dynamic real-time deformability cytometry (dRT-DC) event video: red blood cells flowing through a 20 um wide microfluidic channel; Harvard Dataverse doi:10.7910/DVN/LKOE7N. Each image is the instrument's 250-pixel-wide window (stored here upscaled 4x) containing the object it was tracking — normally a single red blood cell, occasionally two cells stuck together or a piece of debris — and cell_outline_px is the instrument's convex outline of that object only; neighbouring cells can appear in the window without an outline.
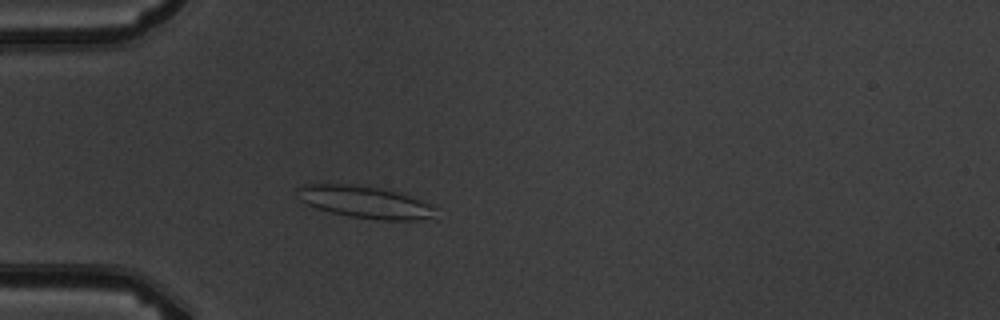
{"species": "common noctule bat (a hibernating species)", "species_latin": "Nyctalus noctula", "temperature_condition": "warm", "stored_images_in_passage": 4, "camera_frame_rate_fps": 3000, "um_per_image_px": 0.085, "animal": {"sex": "male", "body_mass_g": 19.5, "forearm_length_mm": 54.6}, "frame": {"image": 1, "passage_image": 4, "time_ms": 3.667, "image_size_px": [1000, 320], "cell_outline_px": [[436, 220], [384, 220], [352, 216], [332, 212], [316, 208], [300, 200], [296, 188], [300, 184], [348, 184], [380, 188], [396, 192], [420, 200], [428, 204], [432, 208]], "centroid_in_image_um": [31.0, 17.18], "position_along_channel_um": 54.0, "area_um2": 25.49}}